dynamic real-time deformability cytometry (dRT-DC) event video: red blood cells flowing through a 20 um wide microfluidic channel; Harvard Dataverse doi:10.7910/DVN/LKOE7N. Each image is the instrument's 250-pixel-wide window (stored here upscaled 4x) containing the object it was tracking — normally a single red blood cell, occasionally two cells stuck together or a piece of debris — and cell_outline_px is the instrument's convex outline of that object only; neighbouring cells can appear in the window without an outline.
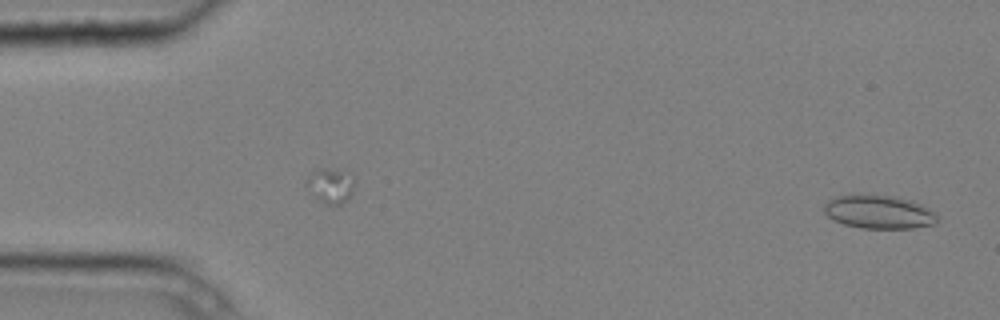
{"species": "common noctule bat (a hibernating species)", "species_latin": "Nyctalus noctula", "temperature_condition": "cold", "stored_images_in_passage": 3, "segment_of_instrument_passage": [2, 2], "camera_frame_rate_fps": 3000, "um_per_image_px": 0.085, "animal": {"sex": "male", "body_mass_g": 20.4}, "frame": {"image": 1, "passage_image": 3, "time_ms": 0.667, "image_size_px": [1000, 320], "cell_outline_px": [[940, 216], [936, 224], [912, 228], [860, 228], [844, 224], [828, 216], [824, 212], [824, 204], [832, 196], [896, 196], [912, 200], [936, 212]], "centroid_in_image_um": [74.76, 18.03], "position_along_channel_um": 10.2, "area_um2": 21.96}}